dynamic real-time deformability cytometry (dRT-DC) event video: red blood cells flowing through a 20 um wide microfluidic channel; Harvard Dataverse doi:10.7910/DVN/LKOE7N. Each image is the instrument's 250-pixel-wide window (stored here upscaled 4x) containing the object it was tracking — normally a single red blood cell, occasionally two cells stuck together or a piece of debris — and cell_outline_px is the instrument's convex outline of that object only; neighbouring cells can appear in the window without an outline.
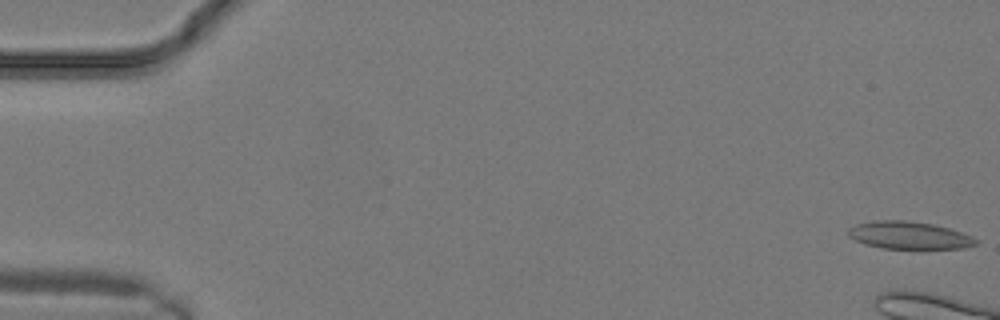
{"species": "common noctule bat (a hibernating species)", "species_latin": "Nyctalus noctula", "temperature_condition": "warm", "stored_images_in_passage": 5, "camera_frame_rate_fps": 3000, "um_per_image_px": 0.085, "animal": {"sex": "male", "body_mass_g": 19.2, "forearm_length_mm": 51.8}, "frame": {"image": 1, "passage_image": 1, "time_ms": 0.0, "image_size_px": [1000, 320], "cell_outline_px": [[976, 244], [956, 248], [884, 248], [868, 244], [856, 240], [848, 232], [860, 224], [892, 220], [896, 220], [928, 224], [948, 228], [968, 236], [976, 240]], "centroid_in_image_um": [77.3, 20.02], "position_along_channel_um": 7.7, "area_um2": 18.9}}